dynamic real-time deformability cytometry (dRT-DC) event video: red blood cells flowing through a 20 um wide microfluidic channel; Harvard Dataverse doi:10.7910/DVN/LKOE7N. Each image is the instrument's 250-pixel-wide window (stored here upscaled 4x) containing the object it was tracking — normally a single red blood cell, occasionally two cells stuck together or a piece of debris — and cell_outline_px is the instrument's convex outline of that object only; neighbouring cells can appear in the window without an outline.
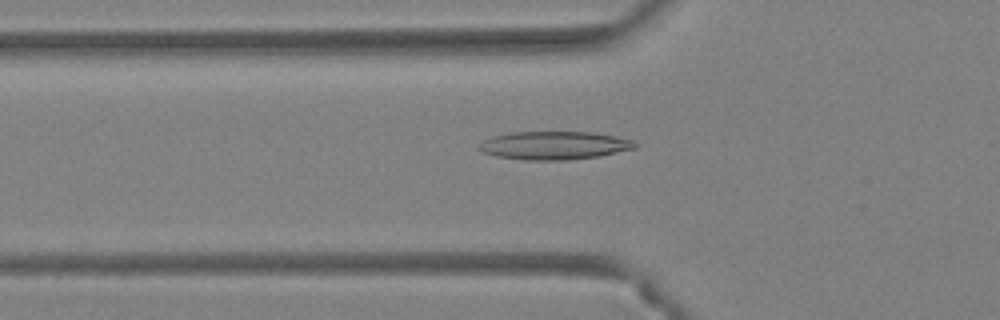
{"species": "Egyptian fruit bat (a non-hibernating species)", "species_latin": "Rousettus aegyptiacus", "temperature_condition": "warm", "stored_images_in_passage": 47, "camera_frame_rate_fps": 3000, "um_per_image_px": 0.085, "animal": {"sex": "female"}, "frame": {"image": 1, "passage_image": 17, "time_ms": 5.333, "image_size_px": [1000, 320], "cell_outline_px": [[640, 144], [636, 148], [600, 156], [568, 160], [524, 160], [496, 156], [484, 152], [476, 148], [484, 140], [492, 136], [512, 132], [592, 132], [632, 140]], "centroid_in_image_um": [47.12, 12.36], "position_along_channel_um": 78.7, "area_um2": 25.66}}
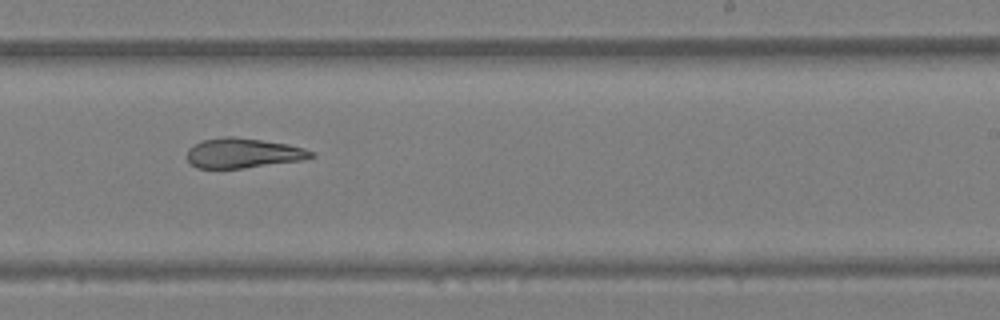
{"frame": {"image": 2, "passage_image": 30, "time_ms": 9.667, "image_size_px": [1000, 320], "cell_outline_px": [[316, 156], [304, 160], [240, 168], [196, 168], [188, 160], [188, 148], [192, 144], [200, 140], [224, 136], [236, 136], [288, 144], [304, 148], [312, 152]], "centroid_in_image_um": [20.64, 12.99], "position_along_channel_um": 268.4, "area_um2": 21.68}}
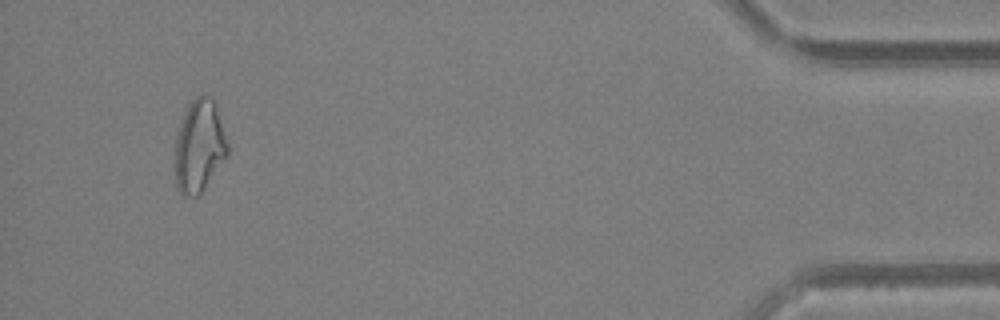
{"frame": {"image": 3, "passage_image": 45, "time_ms": 14.667, "image_size_px": [1000, 320], "cell_outline_px": [[228, 156], [204, 188], [196, 196], [180, 196], [176, 188], [176, 136], [184, 112], [188, 104], [196, 96], [204, 92], [212, 96], [216, 100], [228, 144]], "centroid_in_image_um": [16.96, 12.36], "position_along_channel_um": 418.2, "area_um2": 28.78}, "authors_computed_cell_mechanics": {"area_um2": 25.6054, "velocity_mm_per_s": 4.372, "shape_relaxation_time_tau1_ms": null, "shape_relaxation_time_tau2_ms": 4.5852, "deformation_change_tau1": null, "deformation_change_tau2": 0.1554}}